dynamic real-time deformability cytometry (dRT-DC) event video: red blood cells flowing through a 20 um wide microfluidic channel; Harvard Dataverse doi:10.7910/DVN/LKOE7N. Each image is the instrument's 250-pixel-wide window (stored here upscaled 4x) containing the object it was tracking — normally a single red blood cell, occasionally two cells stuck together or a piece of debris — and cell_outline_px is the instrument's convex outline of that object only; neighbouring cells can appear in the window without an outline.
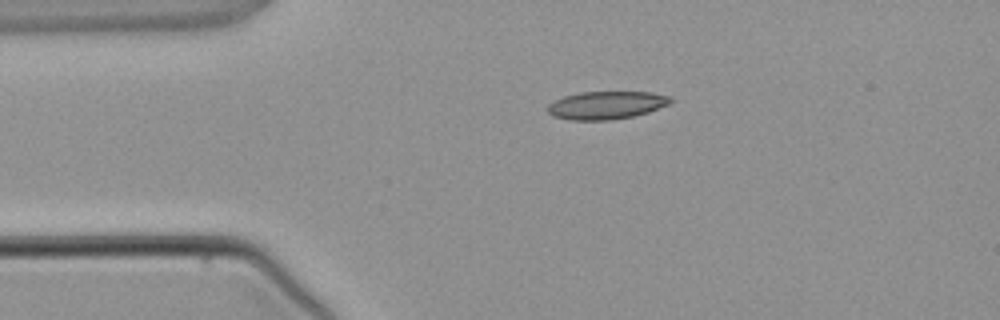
{"species": "common noctule bat (a hibernating species)", "species_latin": "Nyctalus noctula", "temperature_condition": "warm", "stored_images_in_passage": 3, "camera_frame_rate_fps": 3000, "um_per_image_px": 0.085, "animal": {"sex": "male", "body_mass_g": 21.5, "forearm_length_mm": 52.0}, "frame": {"image": 1, "passage_image": 2, "time_ms": 2.0, "image_size_px": [1000, 320], "cell_outline_px": [[672, 100], [668, 104], [648, 112], [632, 116], [612, 120], [568, 120], [552, 116], [548, 112], [548, 104], [564, 96], [580, 92], [652, 92], [672, 96]], "centroid_in_image_um": [51.53, 8.94], "position_along_channel_um": 33.5, "area_um2": 20.0}}
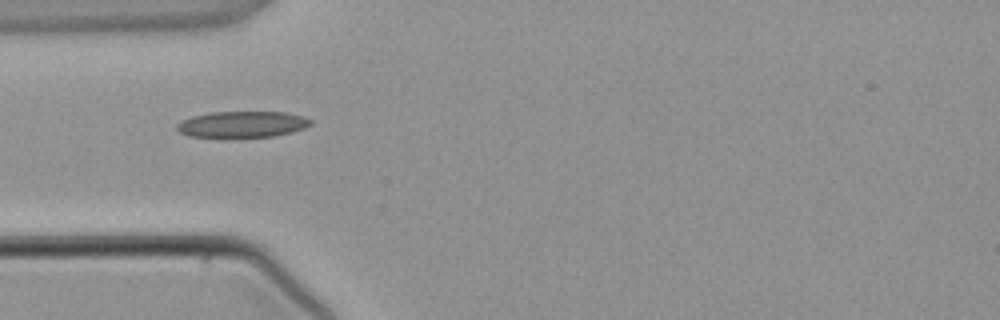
{"frame": {"image": 2, "passage_image": 3, "time_ms": 3.333, "image_size_px": [1000, 320], "cell_outline_px": [[312, 124], [304, 128], [292, 132], [272, 136], [220, 140], [188, 136], [180, 132], [176, 128], [176, 124], [192, 116], [212, 112], [284, 112], [300, 116], [312, 120]], "centroid_in_image_um": [20.52, 10.62], "position_along_channel_um": 64.5, "area_um2": 21.15}}